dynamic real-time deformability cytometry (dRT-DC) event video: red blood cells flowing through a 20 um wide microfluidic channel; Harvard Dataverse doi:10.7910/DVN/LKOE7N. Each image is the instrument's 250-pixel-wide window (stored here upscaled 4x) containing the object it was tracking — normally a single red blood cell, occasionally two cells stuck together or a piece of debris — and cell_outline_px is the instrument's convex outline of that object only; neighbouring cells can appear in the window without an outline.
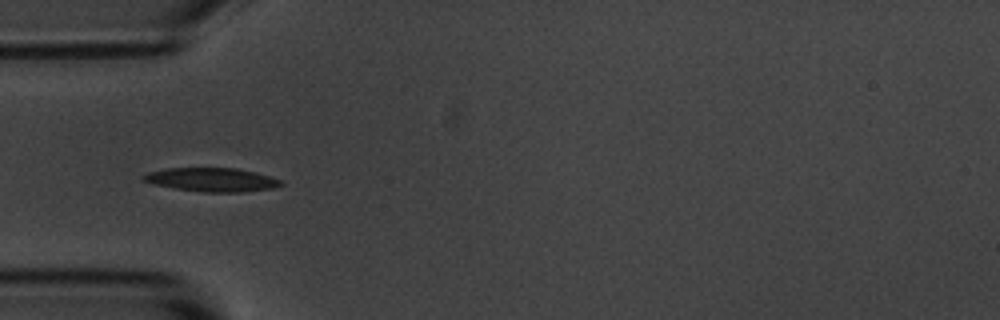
{"species": "common noctule bat (a hibernating species)", "species_latin": "Nyctalus noctula", "temperature_condition": "room temperature", "stored_images_in_passage": 18, "camera_frame_rate_fps": 3000, "um_per_image_px": 0.085, "animal": {"sex": "male", "body_mass_g": 20.1, "forearm_length_mm": 53.5}, "frame": {"image": 1, "passage_image": 3, "time_ms": 0.667, "image_size_px": [1000, 320], "cell_outline_px": [[284, 184], [272, 188], [240, 192], [204, 192], [176, 188], [156, 184], [144, 180], [140, 176], [148, 172], [168, 168], [236, 168], [256, 172], [280, 180]], "centroid_in_image_um": [18.01, 15.27], "position_along_channel_um": 67.0, "area_um2": 18.73}}